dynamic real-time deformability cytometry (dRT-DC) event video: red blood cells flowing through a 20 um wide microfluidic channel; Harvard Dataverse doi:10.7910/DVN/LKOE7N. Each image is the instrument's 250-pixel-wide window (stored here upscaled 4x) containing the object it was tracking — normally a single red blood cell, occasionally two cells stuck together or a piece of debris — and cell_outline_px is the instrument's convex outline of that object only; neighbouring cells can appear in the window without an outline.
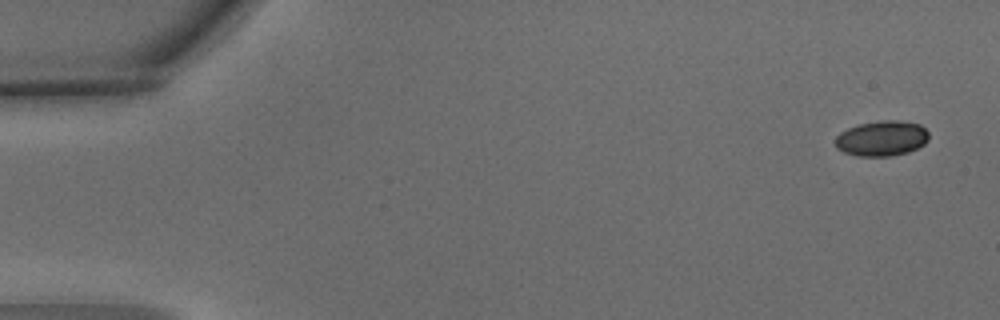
{"species": "common noctule bat (a hibernating species)", "species_latin": "Nyctalus noctula", "temperature_condition": "warm", "stored_images_in_passage": 4, "camera_frame_rate_fps": 3000, "um_per_image_px": 0.085, "animal": {"sex": "male", "body_mass_g": 15.6}, "frame": {"image": 1, "passage_image": 1, "time_ms": 0.0, "image_size_px": [1000, 320], "cell_outline_px": [[928, 140], [924, 144], [908, 152], [892, 156], [856, 156], [844, 152], [836, 148], [836, 136], [840, 132], [848, 128], [860, 124], [884, 120], [900, 120], [920, 124], [928, 132]], "centroid_in_image_um": [74.95, 11.76], "position_along_channel_um": 10.0, "area_um2": 19.25}}
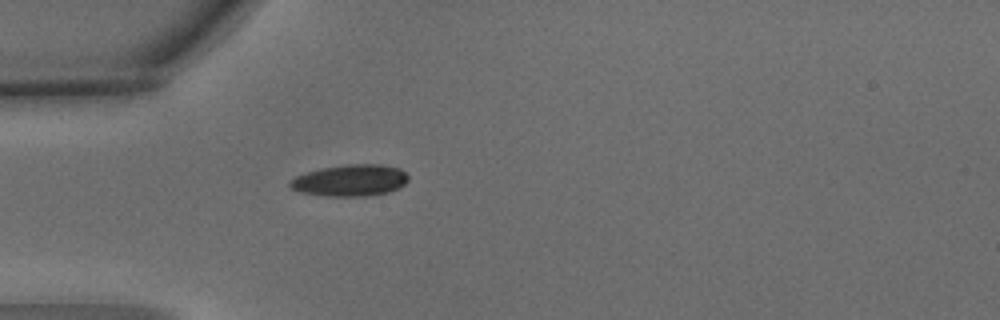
{"frame": {"image": 2, "passage_image": 4, "time_ms": 1.0, "image_size_px": [1000, 320], "cell_outline_px": [[408, 180], [400, 188], [388, 192], [372, 196], [324, 196], [300, 192], [292, 188], [288, 184], [296, 176], [320, 168], [344, 164], [380, 164], [400, 168], [408, 176]], "centroid_in_image_um": [29.8, 15.33], "position_along_channel_um": 55.2, "area_um2": 21.91}}